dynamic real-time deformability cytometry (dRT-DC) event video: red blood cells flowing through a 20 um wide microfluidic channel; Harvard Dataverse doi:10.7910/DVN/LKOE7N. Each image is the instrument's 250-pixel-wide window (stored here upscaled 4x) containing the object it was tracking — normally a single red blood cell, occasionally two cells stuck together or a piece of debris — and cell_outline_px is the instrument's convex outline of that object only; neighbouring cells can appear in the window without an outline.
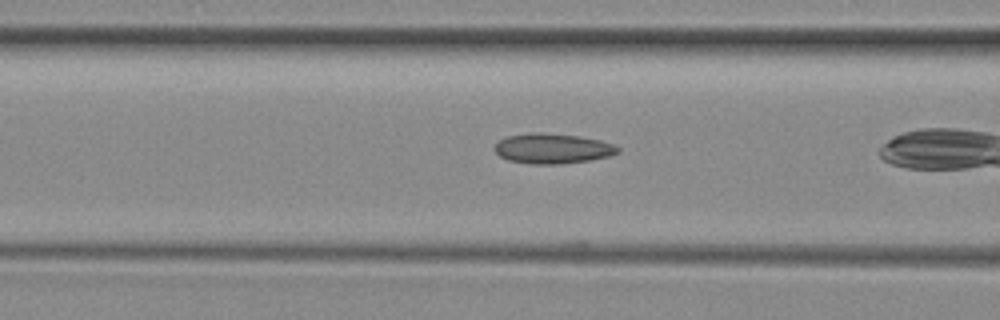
{"species": "common noctule bat (a hibernating species)", "species_latin": "Nyctalus noctula", "temperature_condition": "room temperature", "stored_images_in_passage": 34, "camera_frame_rate_fps": 3000, "um_per_image_px": 0.085, "animal": {"sex": "female", "body_mass_g": 29.2, "forearm_length_mm": 56.3}, "frame": {"image": 1, "passage_image": 14, "time_ms": 4.333, "image_size_px": [1000, 320], "cell_outline_px": [[620, 152], [608, 156], [588, 160], [560, 164], [532, 164], [508, 160], [500, 156], [492, 148], [500, 140], [508, 136], [528, 132], [544, 132], [580, 136], [600, 140], [612, 144], [620, 148]], "centroid_in_image_um": [46.95, 12.61], "position_along_channel_um": 119.7, "area_um2": 21.68}}
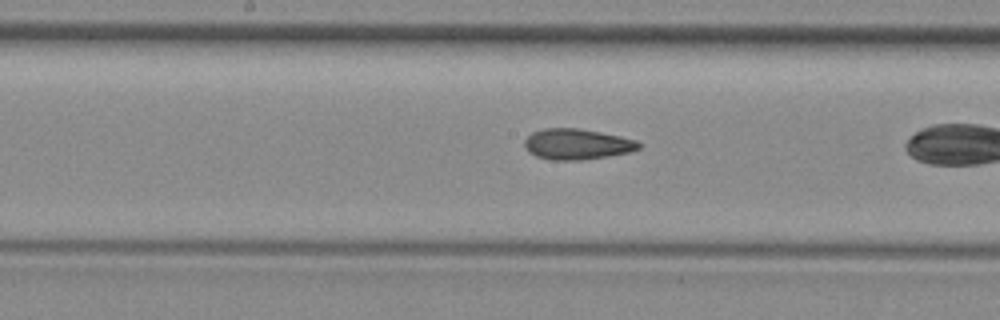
{"frame": {"image": 2, "passage_image": 20, "time_ms": 6.333, "image_size_px": [1000, 320], "cell_outline_px": [[640, 148], [628, 152], [608, 156], [580, 160], [552, 160], [536, 156], [528, 152], [524, 144], [524, 140], [532, 132], [544, 128], [580, 128], [620, 136], [636, 140], [640, 144]], "centroid_in_image_um": [49.01, 12.25], "position_along_channel_um": 199.2, "area_um2": 20.4}}
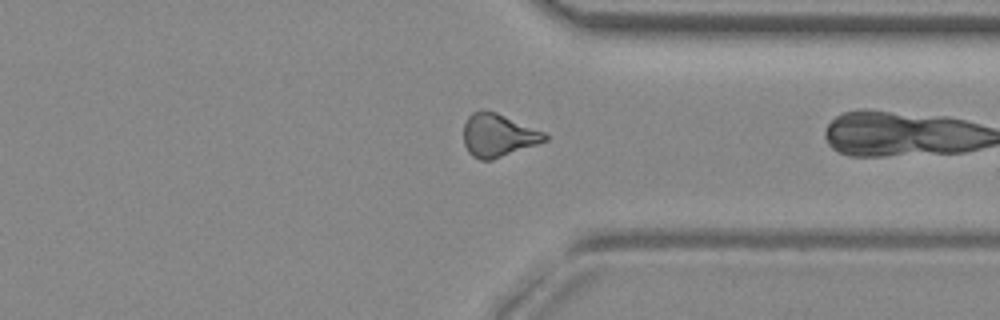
{"frame": {"image": 3, "passage_image": 33, "time_ms": 10.667, "image_size_px": [1000, 320], "cell_outline_px": [[548, 140], [492, 160], [480, 160], [472, 156], [468, 152], [464, 144], [464, 124], [468, 116], [472, 112], [496, 112], [544, 132], [548, 136]], "centroid_in_image_um": [42.33, 11.52], "position_along_channel_um": 369.1, "area_um2": 20.06}}